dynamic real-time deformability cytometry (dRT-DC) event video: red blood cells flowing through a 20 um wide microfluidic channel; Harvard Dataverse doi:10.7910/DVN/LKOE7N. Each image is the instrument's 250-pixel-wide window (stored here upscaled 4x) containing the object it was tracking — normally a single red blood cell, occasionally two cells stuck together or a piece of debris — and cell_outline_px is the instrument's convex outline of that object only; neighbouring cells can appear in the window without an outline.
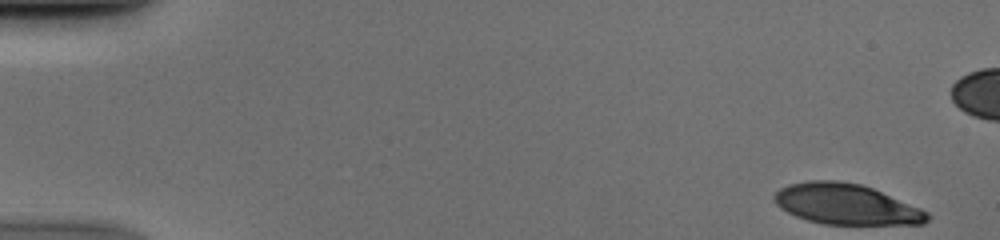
{"species": "human", "species_latin": "Homo sapiens", "temperature_condition": "cold", "stored_images_in_passage": 46, "camera_frame_rate_fps": 3000, "um_per_image_px": 0.085, "donor": {"sex": "male"}, "frame": {"image": 1, "passage_image": 1, "time_ms": 0.0, "image_size_px": [1000, 240], "cell_outline_px": [[932, 216], [924, 224], [824, 224], [808, 220], [796, 216], [780, 208], [772, 200], [772, 196], [780, 188], [788, 184], [808, 180], [836, 180], [860, 184], [872, 188], [920, 208], [928, 212]], "centroid_in_image_um": [71.9, 17.35], "position_along_channel_um": 13.1, "area_um2": 36.18}}
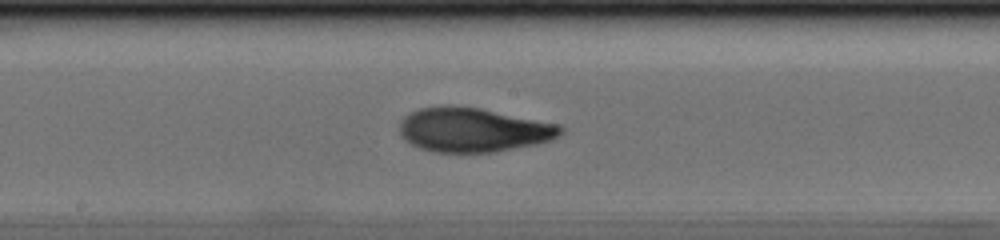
{"frame": {"image": 2, "passage_image": 27, "time_ms": 8.667, "image_size_px": [1000, 240], "cell_outline_px": [[564, 132], [560, 136], [552, 140], [540, 144], [496, 152], [432, 152], [416, 148], [404, 140], [400, 136], [400, 124], [404, 116], [420, 108], [448, 104], [480, 108], [560, 124], [564, 128]], "centroid_in_image_um": [40.24, 11.04], "position_along_channel_um": 208.0, "area_um2": 42.25}}
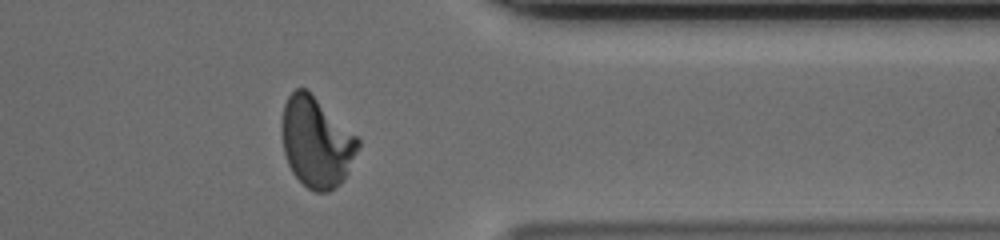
{"frame": {"image": 3, "passage_image": 41, "time_ms": 13.333, "image_size_px": [1000, 240], "cell_outline_px": [[360, 144], [348, 172], [340, 184], [328, 192], [316, 192], [308, 188], [292, 172], [288, 164], [284, 152], [280, 128], [280, 124], [284, 104], [288, 96], [296, 88], [304, 88], [356, 136], [360, 140]], "centroid_in_image_um": [26.85, 12.11], "position_along_channel_um": 384.5, "area_um2": 39.54}}